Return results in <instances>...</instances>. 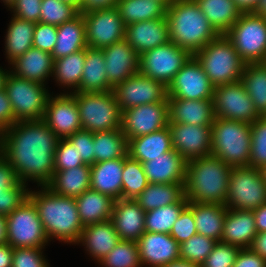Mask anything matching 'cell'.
Here are the masks:
<instances>
[{"label": "cell", "instance_id": "4", "mask_svg": "<svg viewBox=\"0 0 266 267\" xmlns=\"http://www.w3.org/2000/svg\"><path fill=\"white\" fill-rule=\"evenodd\" d=\"M166 17L169 40L192 55L219 36L195 0H174Z\"/></svg>", "mask_w": 266, "mask_h": 267}, {"label": "cell", "instance_id": "11", "mask_svg": "<svg viewBox=\"0 0 266 267\" xmlns=\"http://www.w3.org/2000/svg\"><path fill=\"white\" fill-rule=\"evenodd\" d=\"M7 219V243L12 248L43 247L49 241L37 209L28 198Z\"/></svg>", "mask_w": 266, "mask_h": 267}, {"label": "cell", "instance_id": "10", "mask_svg": "<svg viewBox=\"0 0 266 267\" xmlns=\"http://www.w3.org/2000/svg\"><path fill=\"white\" fill-rule=\"evenodd\" d=\"M39 82L17 77L9 73L4 90L10 100L15 123L42 120L50 94Z\"/></svg>", "mask_w": 266, "mask_h": 267}, {"label": "cell", "instance_id": "63", "mask_svg": "<svg viewBox=\"0 0 266 267\" xmlns=\"http://www.w3.org/2000/svg\"><path fill=\"white\" fill-rule=\"evenodd\" d=\"M13 248L7 244H0V267H11Z\"/></svg>", "mask_w": 266, "mask_h": 267}, {"label": "cell", "instance_id": "32", "mask_svg": "<svg viewBox=\"0 0 266 267\" xmlns=\"http://www.w3.org/2000/svg\"><path fill=\"white\" fill-rule=\"evenodd\" d=\"M85 22L82 13L57 26V39L51 53L53 60L86 49Z\"/></svg>", "mask_w": 266, "mask_h": 267}, {"label": "cell", "instance_id": "26", "mask_svg": "<svg viewBox=\"0 0 266 267\" xmlns=\"http://www.w3.org/2000/svg\"><path fill=\"white\" fill-rule=\"evenodd\" d=\"M256 235L253 211L227 208L221 242L244 249L251 246Z\"/></svg>", "mask_w": 266, "mask_h": 267}, {"label": "cell", "instance_id": "13", "mask_svg": "<svg viewBox=\"0 0 266 267\" xmlns=\"http://www.w3.org/2000/svg\"><path fill=\"white\" fill-rule=\"evenodd\" d=\"M215 117L252 124L259 114L241 80L214 86Z\"/></svg>", "mask_w": 266, "mask_h": 267}, {"label": "cell", "instance_id": "66", "mask_svg": "<svg viewBox=\"0 0 266 267\" xmlns=\"http://www.w3.org/2000/svg\"><path fill=\"white\" fill-rule=\"evenodd\" d=\"M0 244H7V219L0 215Z\"/></svg>", "mask_w": 266, "mask_h": 267}, {"label": "cell", "instance_id": "55", "mask_svg": "<svg viewBox=\"0 0 266 267\" xmlns=\"http://www.w3.org/2000/svg\"><path fill=\"white\" fill-rule=\"evenodd\" d=\"M57 39V26L38 22L34 28L33 47L52 53Z\"/></svg>", "mask_w": 266, "mask_h": 267}, {"label": "cell", "instance_id": "20", "mask_svg": "<svg viewBox=\"0 0 266 267\" xmlns=\"http://www.w3.org/2000/svg\"><path fill=\"white\" fill-rule=\"evenodd\" d=\"M108 82L114 87L139 73V55L123 39L102 49Z\"/></svg>", "mask_w": 266, "mask_h": 267}, {"label": "cell", "instance_id": "48", "mask_svg": "<svg viewBox=\"0 0 266 267\" xmlns=\"http://www.w3.org/2000/svg\"><path fill=\"white\" fill-rule=\"evenodd\" d=\"M249 166L263 169L266 166V116H260L252 124Z\"/></svg>", "mask_w": 266, "mask_h": 267}, {"label": "cell", "instance_id": "65", "mask_svg": "<svg viewBox=\"0 0 266 267\" xmlns=\"http://www.w3.org/2000/svg\"><path fill=\"white\" fill-rule=\"evenodd\" d=\"M161 267H201V265L179 258Z\"/></svg>", "mask_w": 266, "mask_h": 267}, {"label": "cell", "instance_id": "6", "mask_svg": "<svg viewBox=\"0 0 266 267\" xmlns=\"http://www.w3.org/2000/svg\"><path fill=\"white\" fill-rule=\"evenodd\" d=\"M193 56L214 86L241 80L246 65L225 35H219Z\"/></svg>", "mask_w": 266, "mask_h": 267}, {"label": "cell", "instance_id": "54", "mask_svg": "<svg viewBox=\"0 0 266 267\" xmlns=\"http://www.w3.org/2000/svg\"><path fill=\"white\" fill-rule=\"evenodd\" d=\"M196 234L193 212L186 206L172 226L170 235L180 244Z\"/></svg>", "mask_w": 266, "mask_h": 267}, {"label": "cell", "instance_id": "22", "mask_svg": "<svg viewBox=\"0 0 266 267\" xmlns=\"http://www.w3.org/2000/svg\"><path fill=\"white\" fill-rule=\"evenodd\" d=\"M125 40L139 56L155 47L167 44L170 41L167 17L127 25Z\"/></svg>", "mask_w": 266, "mask_h": 267}, {"label": "cell", "instance_id": "49", "mask_svg": "<svg viewBox=\"0 0 266 267\" xmlns=\"http://www.w3.org/2000/svg\"><path fill=\"white\" fill-rule=\"evenodd\" d=\"M240 248L232 244L217 242L201 267H233Z\"/></svg>", "mask_w": 266, "mask_h": 267}, {"label": "cell", "instance_id": "44", "mask_svg": "<svg viewBox=\"0 0 266 267\" xmlns=\"http://www.w3.org/2000/svg\"><path fill=\"white\" fill-rule=\"evenodd\" d=\"M148 184L143 164L127 155L122 172V199H136Z\"/></svg>", "mask_w": 266, "mask_h": 267}, {"label": "cell", "instance_id": "40", "mask_svg": "<svg viewBox=\"0 0 266 267\" xmlns=\"http://www.w3.org/2000/svg\"><path fill=\"white\" fill-rule=\"evenodd\" d=\"M125 25L166 17L167 7L158 0H118L116 6Z\"/></svg>", "mask_w": 266, "mask_h": 267}, {"label": "cell", "instance_id": "33", "mask_svg": "<svg viewBox=\"0 0 266 267\" xmlns=\"http://www.w3.org/2000/svg\"><path fill=\"white\" fill-rule=\"evenodd\" d=\"M113 90L108 82L102 49L86 48L85 62L79 88L74 92H107Z\"/></svg>", "mask_w": 266, "mask_h": 267}, {"label": "cell", "instance_id": "3", "mask_svg": "<svg viewBox=\"0 0 266 267\" xmlns=\"http://www.w3.org/2000/svg\"><path fill=\"white\" fill-rule=\"evenodd\" d=\"M42 189L29 191L28 198L37 209L47 237L77 244L84 226L80 222L75 198L58 195L46 186Z\"/></svg>", "mask_w": 266, "mask_h": 267}, {"label": "cell", "instance_id": "68", "mask_svg": "<svg viewBox=\"0 0 266 267\" xmlns=\"http://www.w3.org/2000/svg\"><path fill=\"white\" fill-rule=\"evenodd\" d=\"M9 73H10V71L9 72L8 71H4L0 67V90L4 89L5 82H6V79H7V76H8Z\"/></svg>", "mask_w": 266, "mask_h": 267}, {"label": "cell", "instance_id": "42", "mask_svg": "<svg viewBox=\"0 0 266 267\" xmlns=\"http://www.w3.org/2000/svg\"><path fill=\"white\" fill-rule=\"evenodd\" d=\"M86 49H82L66 57L55 59L53 66V75L56 80L64 86L79 88L83 67L85 62Z\"/></svg>", "mask_w": 266, "mask_h": 267}, {"label": "cell", "instance_id": "61", "mask_svg": "<svg viewBox=\"0 0 266 267\" xmlns=\"http://www.w3.org/2000/svg\"><path fill=\"white\" fill-rule=\"evenodd\" d=\"M249 248L266 259V232L257 233Z\"/></svg>", "mask_w": 266, "mask_h": 267}, {"label": "cell", "instance_id": "2", "mask_svg": "<svg viewBox=\"0 0 266 267\" xmlns=\"http://www.w3.org/2000/svg\"><path fill=\"white\" fill-rule=\"evenodd\" d=\"M231 169L214 155L187 161L184 195L188 202L225 206Z\"/></svg>", "mask_w": 266, "mask_h": 267}, {"label": "cell", "instance_id": "34", "mask_svg": "<svg viewBox=\"0 0 266 267\" xmlns=\"http://www.w3.org/2000/svg\"><path fill=\"white\" fill-rule=\"evenodd\" d=\"M193 212L197 234L220 242L227 207L221 204L193 203L187 205Z\"/></svg>", "mask_w": 266, "mask_h": 267}, {"label": "cell", "instance_id": "39", "mask_svg": "<svg viewBox=\"0 0 266 267\" xmlns=\"http://www.w3.org/2000/svg\"><path fill=\"white\" fill-rule=\"evenodd\" d=\"M94 163L125 158L128 140L121 129L93 133Z\"/></svg>", "mask_w": 266, "mask_h": 267}, {"label": "cell", "instance_id": "43", "mask_svg": "<svg viewBox=\"0 0 266 267\" xmlns=\"http://www.w3.org/2000/svg\"><path fill=\"white\" fill-rule=\"evenodd\" d=\"M187 205L188 200L184 196L178 203L146 211L145 231L170 234L172 226Z\"/></svg>", "mask_w": 266, "mask_h": 267}, {"label": "cell", "instance_id": "21", "mask_svg": "<svg viewBox=\"0 0 266 267\" xmlns=\"http://www.w3.org/2000/svg\"><path fill=\"white\" fill-rule=\"evenodd\" d=\"M136 242L142 266L161 267L180 258L179 243L170 234L145 231Z\"/></svg>", "mask_w": 266, "mask_h": 267}, {"label": "cell", "instance_id": "47", "mask_svg": "<svg viewBox=\"0 0 266 267\" xmlns=\"http://www.w3.org/2000/svg\"><path fill=\"white\" fill-rule=\"evenodd\" d=\"M40 8L39 22L54 26H60L79 14L73 5L60 0H42Z\"/></svg>", "mask_w": 266, "mask_h": 267}, {"label": "cell", "instance_id": "27", "mask_svg": "<svg viewBox=\"0 0 266 267\" xmlns=\"http://www.w3.org/2000/svg\"><path fill=\"white\" fill-rule=\"evenodd\" d=\"M124 158L97 162L91 165L90 188L114 200L122 199Z\"/></svg>", "mask_w": 266, "mask_h": 267}, {"label": "cell", "instance_id": "16", "mask_svg": "<svg viewBox=\"0 0 266 267\" xmlns=\"http://www.w3.org/2000/svg\"><path fill=\"white\" fill-rule=\"evenodd\" d=\"M168 102L142 104L122 111V133L127 140L168 126Z\"/></svg>", "mask_w": 266, "mask_h": 267}, {"label": "cell", "instance_id": "8", "mask_svg": "<svg viewBox=\"0 0 266 267\" xmlns=\"http://www.w3.org/2000/svg\"><path fill=\"white\" fill-rule=\"evenodd\" d=\"M225 36L246 64L266 63V16L243 12Z\"/></svg>", "mask_w": 266, "mask_h": 267}, {"label": "cell", "instance_id": "24", "mask_svg": "<svg viewBox=\"0 0 266 267\" xmlns=\"http://www.w3.org/2000/svg\"><path fill=\"white\" fill-rule=\"evenodd\" d=\"M168 124L212 126L215 119L213 100L167 98Z\"/></svg>", "mask_w": 266, "mask_h": 267}, {"label": "cell", "instance_id": "70", "mask_svg": "<svg viewBox=\"0 0 266 267\" xmlns=\"http://www.w3.org/2000/svg\"><path fill=\"white\" fill-rule=\"evenodd\" d=\"M16 0H3V2L7 5V7H11V5L15 2Z\"/></svg>", "mask_w": 266, "mask_h": 267}, {"label": "cell", "instance_id": "29", "mask_svg": "<svg viewBox=\"0 0 266 267\" xmlns=\"http://www.w3.org/2000/svg\"><path fill=\"white\" fill-rule=\"evenodd\" d=\"M11 65L15 70L11 73L17 77L44 84L53 75L54 60L50 53L31 47Z\"/></svg>", "mask_w": 266, "mask_h": 267}, {"label": "cell", "instance_id": "17", "mask_svg": "<svg viewBox=\"0 0 266 267\" xmlns=\"http://www.w3.org/2000/svg\"><path fill=\"white\" fill-rule=\"evenodd\" d=\"M214 85L201 64L192 56L168 86V98L213 100Z\"/></svg>", "mask_w": 266, "mask_h": 267}, {"label": "cell", "instance_id": "46", "mask_svg": "<svg viewBox=\"0 0 266 267\" xmlns=\"http://www.w3.org/2000/svg\"><path fill=\"white\" fill-rule=\"evenodd\" d=\"M216 243L212 238L196 234L179 244L180 258L201 265Z\"/></svg>", "mask_w": 266, "mask_h": 267}, {"label": "cell", "instance_id": "64", "mask_svg": "<svg viewBox=\"0 0 266 267\" xmlns=\"http://www.w3.org/2000/svg\"><path fill=\"white\" fill-rule=\"evenodd\" d=\"M242 12H254L259 0H234Z\"/></svg>", "mask_w": 266, "mask_h": 267}, {"label": "cell", "instance_id": "38", "mask_svg": "<svg viewBox=\"0 0 266 267\" xmlns=\"http://www.w3.org/2000/svg\"><path fill=\"white\" fill-rule=\"evenodd\" d=\"M35 25L34 22L12 17L5 37V50L10 64L33 47Z\"/></svg>", "mask_w": 266, "mask_h": 267}, {"label": "cell", "instance_id": "59", "mask_svg": "<svg viewBox=\"0 0 266 267\" xmlns=\"http://www.w3.org/2000/svg\"><path fill=\"white\" fill-rule=\"evenodd\" d=\"M15 124L14 113L10 100L4 89L0 90V133Z\"/></svg>", "mask_w": 266, "mask_h": 267}, {"label": "cell", "instance_id": "56", "mask_svg": "<svg viewBox=\"0 0 266 267\" xmlns=\"http://www.w3.org/2000/svg\"><path fill=\"white\" fill-rule=\"evenodd\" d=\"M41 2L42 0H16L9 9H12L14 17L38 23Z\"/></svg>", "mask_w": 266, "mask_h": 267}, {"label": "cell", "instance_id": "41", "mask_svg": "<svg viewBox=\"0 0 266 267\" xmlns=\"http://www.w3.org/2000/svg\"><path fill=\"white\" fill-rule=\"evenodd\" d=\"M241 81L259 116H266V63L246 64Z\"/></svg>", "mask_w": 266, "mask_h": 267}, {"label": "cell", "instance_id": "28", "mask_svg": "<svg viewBox=\"0 0 266 267\" xmlns=\"http://www.w3.org/2000/svg\"><path fill=\"white\" fill-rule=\"evenodd\" d=\"M173 150L170 128L128 140V155L139 162H148Z\"/></svg>", "mask_w": 266, "mask_h": 267}, {"label": "cell", "instance_id": "9", "mask_svg": "<svg viewBox=\"0 0 266 267\" xmlns=\"http://www.w3.org/2000/svg\"><path fill=\"white\" fill-rule=\"evenodd\" d=\"M266 203V181L262 169L232 167L225 206L253 211Z\"/></svg>", "mask_w": 266, "mask_h": 267}, {"label": "cell", "instance_id": "50", "mask_svg": "<svg viewBox=\"0 0 266 267\" xmlns=\"http://www.w3.org/2000/svg\"><path fill=\"white\" fill-rule=\"evenodd\" d=\"M54 159V171H64L85 165L81 158H79L76 148L66 139H59Z\"/></svg>", "mask_w": 266, "mask_h": 267}, {"label": "cell", "instance_id": "52", "mask_svg": "<svg viewBox=\"0 0 266 267\" xmlns=\"http://www.w3.org/2000/svg\"><path fill=\"white\" fill-rule=\"evenodd\" d=\"M66 139L73 145V148H76L84 164L90 166L94 164L93 132L81 129Z\"/></svg>", "mask_w": 266, "mask_h": 267}, {"label": "cell", "instance_id": "30", "mask_svg": "<svg viewBox=\"0 0 266 267\" xmlns=\"http://www.w3.org/2000/svg\"><path fill=\"white\" fill-rule=\"evenodd\" d=\"M120 241L111 220L85 226L78 243L84 244L91 257L102 260Z\"/></svg>", "mask_w": 266, "mask_h": 267}, {"label": "cell", "instance_id": "58", "mask_svg": "<svg viewBox=\"0 0 266 267\" xmlns=\"http://www.w3.org/2000/svg\"><path fill=\"white\" fill-rule=\"evenodd\" d=\"M233 267H266V259L250 248H244L238 252Z\"/></svg>", "mask_w": 266, "mask_h": 267}, {"label": "cell", "instance_id": "60", "mask_svg": "<svg viewBox=\"0 0 266 267\" xmlns=\"http://www.w3.org/2000/svg\"><path fill=\"white\" fill-rule=\"evenodd\" d=\"M118 0H81L80 13L116 7Z\"/></svg>", "mask_w": 266, "mask_h": 267}, {"label": "cell", "instance_id": "45", "mask_svg": "<svg viewBox=\"0 0 266 267\" xmlns=\"http://www.w3.org/2000/svg\"><path fill=\"white\" fill-rule=\"evenodd\" d=\"M100 263L105 267H142L137 242L120 240Z\"/></svg>", "mask_w": 266, "mask_h": 267}, {"label": "cell", "instance_id": "15", "mask_svg": "<svg viewBox=\"0 0 266 267\" xmlns=\"http://www.w3.org/2000/svg\"><path fill=\"white\" fill-rule=\"evenodd\" d=\"M112 91L122 111L142 104L168 102V88L140 72L116 84Z\"/></svg>", "mask_w": 266, "mask_h": 267}, {"label": "cell", "instance_id": "62", "mask_svg": "<svg viewBox=\"0 0 266 267\" xmlns=\"http://www.w3.org/2000/svg\"><path fill=\"white\" fill-rule=\"evenodd\" d=\"M257 233L266 232V203L253 210Z\"/></svg>", "mask_w": 266, "mask_h": 267}, {"label": "cell", "instance_id": "19", "mask_svg": "<svg viewBox=\"0 0 266 267\" xmlns=\"http://www.w3.org/2000/svg\"><path fill=\"white\" fill-rule=\"evenodd\" d=\"M48 98L43 121L59 137L67 138L82 129L76 99L71 94Z\"/></svg>", "mask_w": 266, "mask_h": 267}, {"label": "cell", "instance_id": "31", "mask_svg": "<svg viewBox=\"0 0 266 267\" xmlns=\"http://www.w3.org/2000/svg\"><path fill=\"white\" fill-rule=\"evenodd\" d=\"M75 201L84 227L111 219L115 200L110 196L90 188L76 197Z\"/></svg>", "mask_w": 266, "mask_h": 267}, {"label": "cell", "instance_id": "18", "mask_svg": "<svg viewBox=\"0 0 266 267\" xmlns=\"http://www.w3.org/2000/svg\"><path fill=\"white\" fill-rule=\"evenodd\" d=\"M173 149L186 161L211 155V126L168 124Z\"/></svg>", "mask_w": 266, "mask_h": 267}, {"label": "cell", "instance_id": "36", "mask_svg": "<svg viewBox=\"0 0 266 267\" xmlns=\"http://www.w3.org/2000/svg\"><path fill=\"white\" fill-rule=\"evenodd\" d=\"M219 35H225L243 13L234 0H195Z\"/></svg>", "mask_w": 266, "mask_h": 267}, {"label": "cell", "instance_id": "7", "mask_svg": "<svg viewBox=\"0 0 266 267\" xmlns=\"http://www.w3.org/2000/svg\"><path fill=\"white\" fill-rule=\"evenodd\" d=\"M83 130L90 132L121 129L122 110L112 90L107 92H72Z\"/></svg>", "mask_w": 266, "mask_h": 267}, {"label": "cell", "instance_id": "1", "mask_svg": "<svg viewBox=\"0 0 266 267\" xmlns=\"http://www.w3.org/2000/svg\"><path fill=\"white\" fill-rule=\"evenodd\" d=\"M59 137L43 120L20 121L0 133V154L10 163L19 180L45 187L54 173Z\"/></svg>", "mask_w": 266, "mask_h": 267}, {"label": "cell", "instance_id": "5", "mask_svg": "<svg viewBox=\"0 0 266 267\" xmlns=\"http://www.w3.org/2000/svg\"><path fill=\"white\" fill-rule=\"evenodd\" d=\"M211 155L232 167L249 166L251 152L250 124L215 117L211 126Z\"/></svg>", "mask_w": 266, "mask_h": 267}, {"label": "cell", "instance_id": "67", "mask_svg": "<svg viewBox=\"0 0 266 267\" xmlns=\"http://www.w3.org/2000/svg\"><path fill=\"white\" fill-rule=\"evenodd\" d=\"M254 13L266 16V0H259Z\"/></svg>", "mask_w": 266, "mask_h": 267}, {"label": "cell", "instance_id": "72", "mask_svg": "<svg viewBox=\"0 0 266 267\" xmlns=\"http://www.w3.org/2000/svg\"><path fill=\"white\" fill-rule=\"evenodd\" d=\"M262 172H263V174H264L265 181H266V166L262 169Z\"/></svg>", "mask_w": 266, "mask_h": 267}, {"label": "cell", "instance_id": "14", "mask_svg": "<svg viewBox=\"0 0 266 267\" xmlns=\"http://www.w3.org/2000/svg\"><path fill=\"white\" fill-rule=\"evenodd\" d=\"M82 15L89 48L103 49L125 39L126 25L117 7L92 10Z\"/></svg>", "mask_w": 266, "mask_h": 267}, {"label": "cell", "instance_id": "37", "mask_svg": "<svg viewBox=\"0 0 266 267\" xmlns=\"http://www.w3.org/2000/svg\"><path fill=\"white\" fill-rule=\"evenodd\" d=\"M184 196V183H149L147 187L136 197L135 201L146 212L159 207L178 203Z\"/></svg>", "mask_w": 266, "mask_h": 267}, {"label": "cell", "instance_id": "12", "mask_svg": "<svg viewBox=\"0 0 266 267\" xmlns=\"http://www.w3.org/2000/svg\"><path fill=\"white\" fill-rule=\"evenodd\" d=\"M192 56L188 50L169 41L139 56V72L168 88L175 75Z\"/></svg>", "mask_w": 266, "mask_h": 267}, {"label": "cell", "instance_id": "51", "mask_svg": "<svg viewBox=\"0 0 266 267\" xmlns=\"http://www.w3.org/2000/svg\"><path fill=\"white\" fill-rule=\"evenodd\" d=\"M43 248H13L11 267H49L41 252Z\"/></svg>", "mask_w": 266, "mask_h": 267}, {"label": "cell", "instance_id": "53", "mask_svg": "<svg viewBox=\"0 0 266 267\" xmlns=\"http://www.w3.org/2000/svg\"><path fill=\"white\" fill-rule=\"evenodd\" d=\"M29 190L23 182L7 189L4 194H0V215L8 216L13 210L19 207L28 199Z\"/></svg>", "mask_w": 266, "mask_h": 267}, {"label": "cell", "instance_id": "23", "mask_svg": "<svg viewBox=\"0 0 266 267\" xmlns=\"http://www.w3.org/2000/svg\"><path fill=\"white\" fill-rule=\"evenodd\" d=\"M145 216L135 199H117L110 220L120 240L137 241L145 232Z\"/></svg>", "mask_w": 266, "mask_h": 267}, {"label": "cell", "instance_id": "35", "mask_svg": "<svg viewBox=\"0 0 266 267\" xmlns=\"http://www.w3.org/2000/svg\"><path fill=\"white\" fill-rule=\"evenodd\" d=\"M90 165H81L64 171H54L46 187L62 196L76 198L90 189Z\"/></svg>", "mask_w": 266, "mask_h": 267}, {"label": "cell", "instance_id": "57", "mask_svg": "<svg viewBox=\"0 0 266 267\" xmlns=\"http://www.w3.org/2000/svg\"><path fill=\"white\" fill-rule=\"evenodd\" d=\"M20 182L16 171L10 163L0 154V194L16 186Z\"/></svg>", "mask_w": 266, "mask_h": 267}, {"label": "cell", "instance_id": "25", "mask_svg": "<svg viewBox=\"0 0 266 267\" xmlns=\"http://www.w3.org/2000/svg\"><path fill=\"white\" fill-rule=\"evenodd\" d=\"M142 164L150 184L185 183L187 161L174 149Z\"/></svg>", "mask_w": 266, "mask_h": 267}, {"label": "cell", "instance_id": "69", "mask_svg": "<svg viewBox=\"0 0 266 267\" xmlns=\"http://www.w3.org/2000/svg\"><path fill=\"white\" fill-rule=\"evenodd\" d=\"M60 1L73 5L80 13V1L81 0H60Z\"/></svg>", "mask_w": 266, "mask_h": 267}, {"label": "cell", "instance_id": "71", "mask_svg": "<svg viewBox=\"0 0 266 267\" xmlns=\"http://www.w3.org/2000/svg\"><path fill=\"white\" fill-rule=\"evenodd\" d=\"M161 1L166 7H168L174 0H158Z\"/></svg>", "mask_w": 266, "mask_h": 267}]
</instances>
